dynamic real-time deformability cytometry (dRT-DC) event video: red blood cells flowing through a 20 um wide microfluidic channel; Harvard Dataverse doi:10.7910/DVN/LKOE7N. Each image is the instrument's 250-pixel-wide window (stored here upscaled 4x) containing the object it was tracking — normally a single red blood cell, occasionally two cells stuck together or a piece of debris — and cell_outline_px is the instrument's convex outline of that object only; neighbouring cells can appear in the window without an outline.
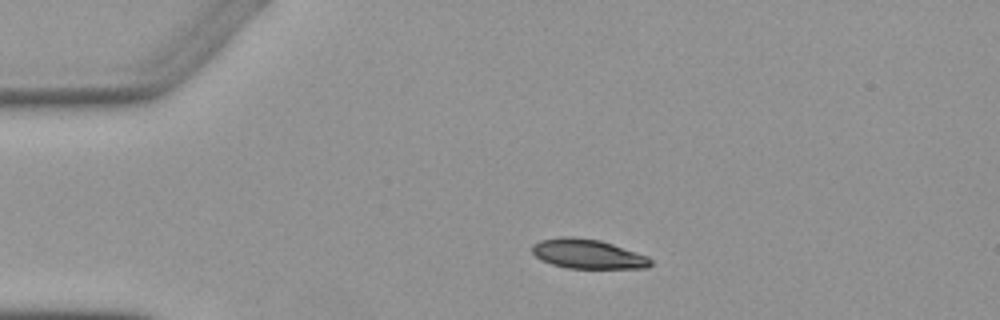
{"species": "Egyptian fruit bat (a non-hibernating species)", "species_latin": "Rousettus aegyptiacus", "temperature_condition": "warm", "stored_images_in_passage": 4, "camera_frame_rate_fps": 3000, "um_per_image_px": 0.085, "animal": {"sex": "female"}, "frame": {"image": 1, "passage_image": 3, "time_ms": 2.667, "image_size_px": [1000, 320], "cell_outline_px": [[652, 264], [648, 268], [568, 268], [552, 264], [536, 256], [532, 252], [532, 244], [540, 240], [560, 236], [572, 236], [600, 240], [648, 256], [652, 260]], "centroid_in_image_um": [49.96, 21.58], "position_along_channel_um": 35.0, "area_um2": 20.29}}